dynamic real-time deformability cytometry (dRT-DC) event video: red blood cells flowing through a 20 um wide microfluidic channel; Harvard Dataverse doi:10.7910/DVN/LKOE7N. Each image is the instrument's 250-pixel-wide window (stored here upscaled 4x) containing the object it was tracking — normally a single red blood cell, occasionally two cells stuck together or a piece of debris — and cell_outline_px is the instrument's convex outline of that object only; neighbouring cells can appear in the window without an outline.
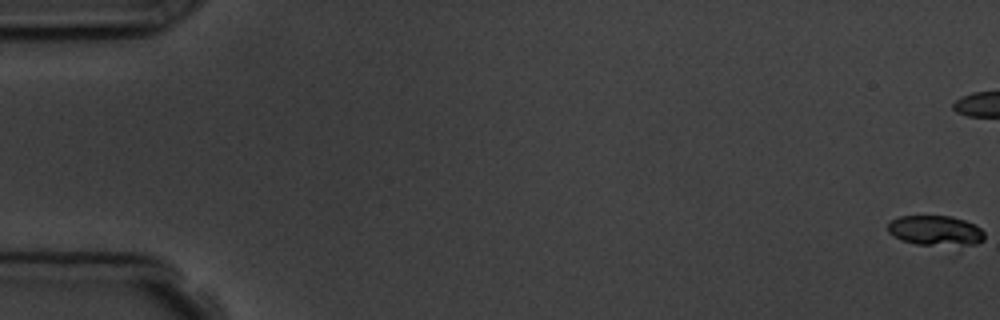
{"species": "common noctule bat (a hibernating species)", "species_latin": "Nyctalus noctula", "temperature_condition": "room temperature", "stored_images_in_passage": 9, "camera_frame_rate_fps": 3000, "um_per_image_px": 0.085, "animal": {"sex": "male", "body_mass_g": 19.5, "forearm_length_mm": 54.6}, "frame": {"image": 1, "passage_image": 1, "time_ms": 0.0, "image_size_px": [1000, 320], "cell_outline_px": [[984, 240], [960, 252], [916, 244], [900, 240], [888, 232], [888, 224], [892, 220], [900, 216], [952, 216], [964, 220], [980, 228], [984, 232]], "centroid_in_image_um": [79.62, 19.71], "position_along_channel_um": 5.4, "area_um2": 18.32}}